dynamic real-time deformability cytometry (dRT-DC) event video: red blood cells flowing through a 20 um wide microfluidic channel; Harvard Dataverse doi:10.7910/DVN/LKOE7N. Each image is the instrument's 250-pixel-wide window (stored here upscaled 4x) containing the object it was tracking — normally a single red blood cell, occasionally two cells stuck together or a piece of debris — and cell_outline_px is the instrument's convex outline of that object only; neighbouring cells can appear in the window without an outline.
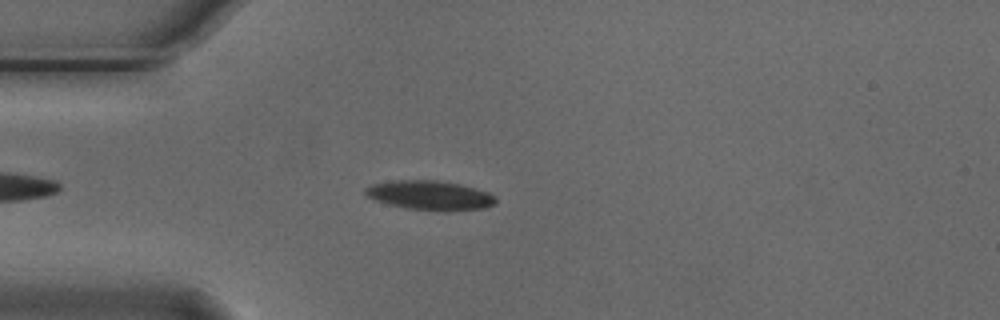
{"species": "Egyptian fruit bat (a non-hibernating species)", "species_latin": "Rousettus aegyptiacus", "temperature_condition": "cold", "stored_images_in_passage": 48, "camera_frame_rate_fps": 3000, "um_per_image_px": 0.085, "animal": {"sex": "male"}, "frame": {"image": 1, "passage_image": 8, "time_ms": 2.333, "image_size_px": [1000, 320], "cell_outline_px": [[496, 204], [488, 208], [444, 212], [404, 208], [388, 204], [376, 200], [368, 196], [364, 192], [364, 188], [372, 184], [396, 180], [436, 180], [460, 184], [488, 192], [496, 196]], "centroid_in_image_um": [36.59, 16.62], "position_along_channel_um": 48.4, "area_um2": 22.6}}
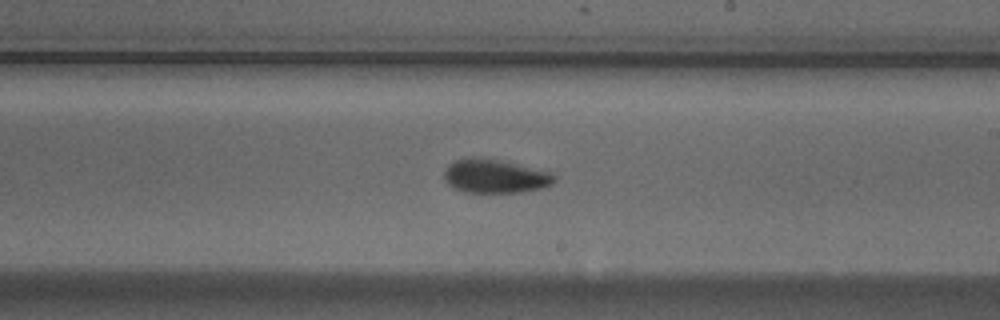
{"frame": {"image": 2, "passage_image": 25, "time_ms": 8.0, "image_size_px": [1000, 320], "cell_outline_px": [[556, 180], [552, 184], [544, 188], [520, 192], [468, 192], [456, 188], [448, 184], [444, 180], [444, 172], [448, 164], [456, 160], [472, 156], [476, 156], [500, 160], [552, 172], [556, 176]], "centroid_in_image_um": [42.1, 14.96], "position_along_channel_um": 246.9, "area_um2": 21.79}}
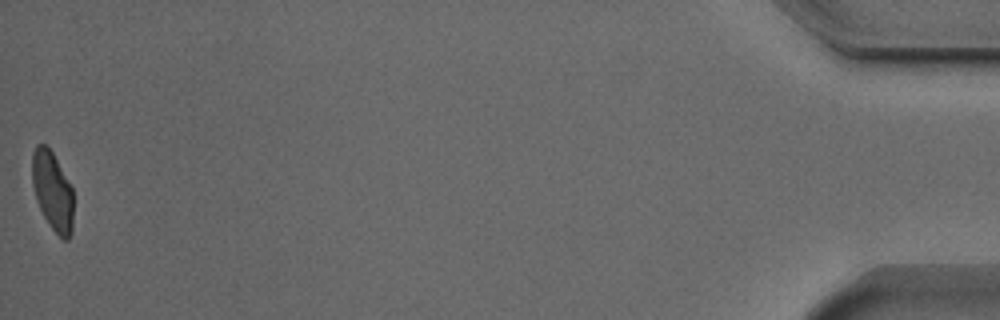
{"frame": {"image": 3, "passage_image": 48, "time_ms": 15.667, "image_size_px": [1000, 320], "cell_outline_px": [[72, 232], [68, 240], [64, 240], [52, 228], [44, 216], [36, 200], [32, 184], [32, 152], [36, 144], [44, 144], [52, 152], [72, 188]], "centroid_in_image_um": [4.44, 16.23], "position_along_channel_um": 430.8, "area_um2": 18.73}, "authors_computed_cell_mechanics": {"area_um2": 20.9814, "velocity_mm_per_s": 3.7324, "shape_relaxation_time_tau1_ms": 4.1782, "shape_relaxation_time_tau2_ms": 4.0509, "deformation_change_tau1": 0.1401, "deformation_change_tau2": 0.0933}}